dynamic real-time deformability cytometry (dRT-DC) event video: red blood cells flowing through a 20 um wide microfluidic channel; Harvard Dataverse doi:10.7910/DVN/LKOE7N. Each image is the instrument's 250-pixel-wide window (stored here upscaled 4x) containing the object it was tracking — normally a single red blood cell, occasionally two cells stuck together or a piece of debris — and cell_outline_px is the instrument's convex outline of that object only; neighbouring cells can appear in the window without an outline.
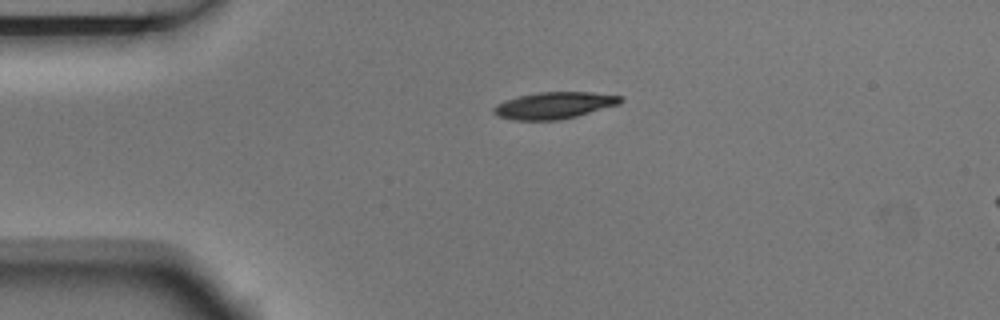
{"species": "Egyptian fruit bat (a non-hibernating species)", "species_latin": "Rousettus aegyptiacus", "temperature_condition": "room temperature", "stored_images_in_passage": 2, "camera_frame_rate_fps": 3000, "um_per_image_px": 0.085, "animal": {"sex": "male"}, "frame": {"image": 1, "passage_image": 1, "time_ms": 0.0, "image_size_px": [1000, 320], "cell_outline_px": [[624, 100], [620, 104], [576, 116], [560, 120], [516, 120], [496, 116], [492, 112], [492, 108], [496, 104], [520, 96], [540, 92], [592, 92], [624, 96]], "centroid_in_image_um": [47.13, 8.96], "position_along_channel_um": 37.9, "area_um2": 19.77}}